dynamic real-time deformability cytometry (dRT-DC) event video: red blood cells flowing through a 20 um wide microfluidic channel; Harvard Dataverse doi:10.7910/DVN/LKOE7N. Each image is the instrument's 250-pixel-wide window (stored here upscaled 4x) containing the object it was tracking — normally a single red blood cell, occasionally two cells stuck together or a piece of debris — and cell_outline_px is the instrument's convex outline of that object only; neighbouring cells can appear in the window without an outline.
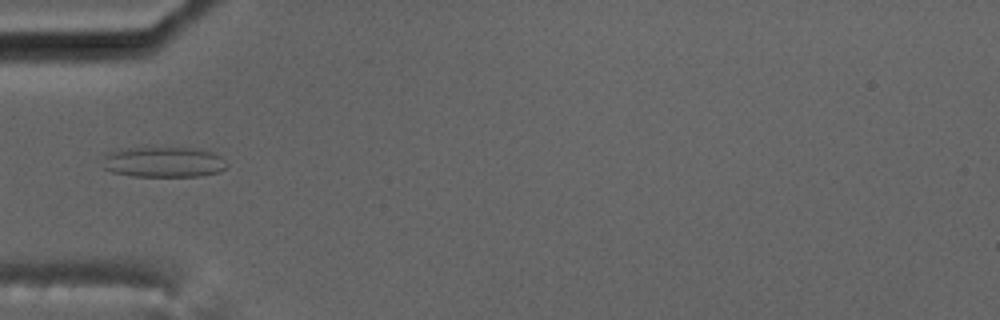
{"species": "common noctule bat (a hibernating species)", "species_latin": "Nyctalus noctula", "temperature_condition": "cold", "stored_images_in_passage": 5, "camera_frame_rate_fps": 3000, "um_per_image_px": 0.085, "animal": {"sex": "male", "body_mass_g": 17.5, "forearm_length_mm": 52.3}, "frame": {"image": 1, "passage_image": 4, "time_ms": 3.333, "image_size_px": [1000, 320], "cell_outline_px": [[228, 168], [220, 172], [200, 176], [132, 176], [112, 172], [104, 168], [108, 152], [116, 148], [144, 144], [148, 144], [196, 148], [212, 152], [220, 156], [228, 164]], "centroid_in_image_um": [13.9, 13.71], "position_along_channel_um": 71.1, "area_um2": 23.29}}